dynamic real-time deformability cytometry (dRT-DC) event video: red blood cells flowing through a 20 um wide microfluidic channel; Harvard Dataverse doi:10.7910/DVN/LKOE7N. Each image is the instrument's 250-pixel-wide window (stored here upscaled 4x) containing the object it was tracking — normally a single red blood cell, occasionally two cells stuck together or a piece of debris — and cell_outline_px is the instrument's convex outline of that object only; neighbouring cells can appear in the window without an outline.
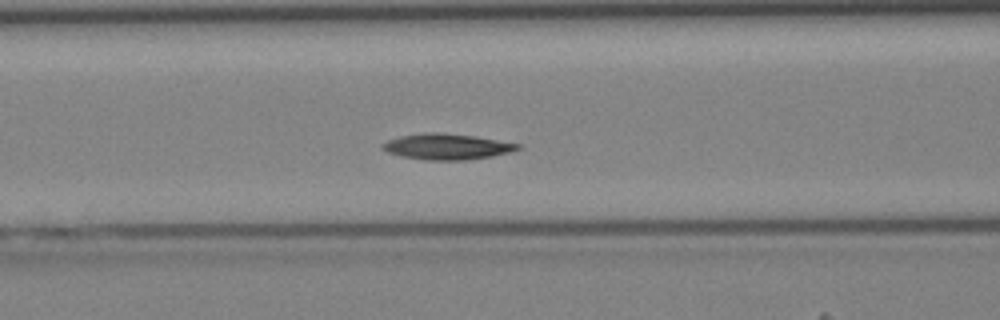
{"species": "Egyptian fruit bat (a non-hibernating species)", "species_latin": "Rousettus aegyptiacus", "temperature_condition": "cold", "stored_images_in_passage": 43, "camera_frame_rate_fps": 3000, "um_per_image_px": 0.085, "animal": {"sex": "female"}, "frame": {"image": 1, "passage_image": 18, "time_ms": 5.667, "image_size_px": [1000, 320], "cell_outline_px": [[520, 148], [508, 152], [492, 156], [464, 160], [428, 160], [400, 156], [388, 152], [380, 148], [388, 140], [400, 136], [424, 132], [440, 132], [476, 136], [520, 144]], "centroid_in_image_um": [37.96, 12.45], "position_along_channel_um": 128.6, "area_um2": 20.23}}
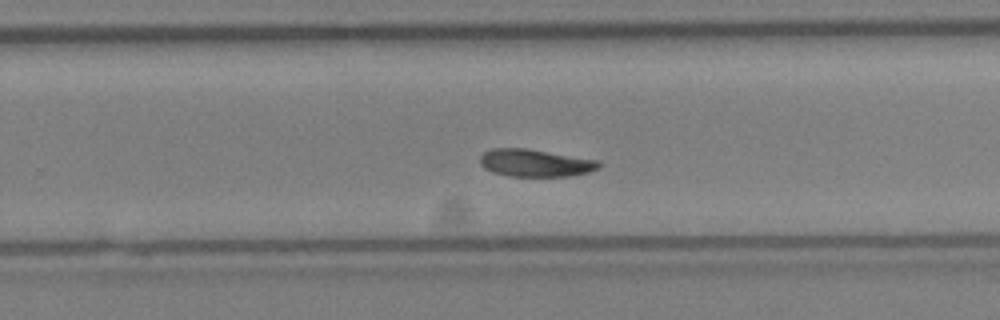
{"frame": {"image": 2, "passage_image": 28, "time_ms": 9.0, "image_size_px": [1000, 320], "cell_outline_px": [[600, 168], [588, 172], [568, 176], [508, 176], [492, 172], [484, 168], [480, 164], [480, 156], [484, 152], [492, 148], [524, 148], [596, 160], [600, 164]], "centroid_in_image_um": [45.44, 13.85], "position_along_channel_um": 284.4, "area_um2": 18.79}}
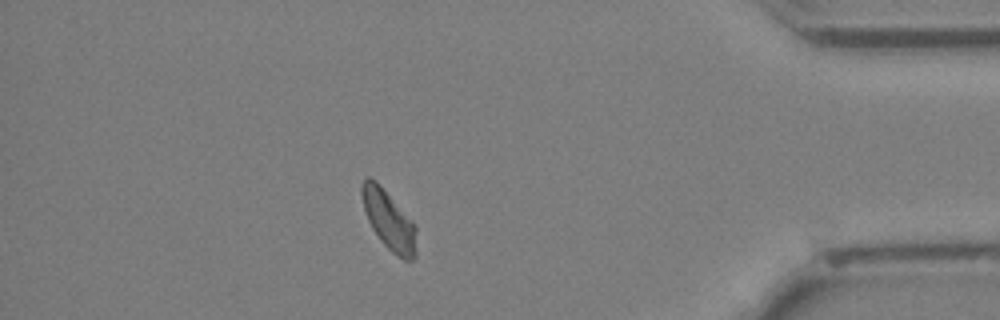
{"frame": {"image": 3, "passage_image": 38, "time_ms": 12.333, "image_size_px": [1000, 320], "cell_outline_px": [[416, 256], [412, 260], [404, 260], [392, 252], [380, 240], [372, 228], [368, 220], [364, 208], [360, 192], [360, 184], [364, 176], [368, 176], [376, 180], [380, 184], [416, 224]], "centroid_in_image_um": [33.04, 18.67], "position_along_channel_um": 402.2, "area_um2": 19.07}}